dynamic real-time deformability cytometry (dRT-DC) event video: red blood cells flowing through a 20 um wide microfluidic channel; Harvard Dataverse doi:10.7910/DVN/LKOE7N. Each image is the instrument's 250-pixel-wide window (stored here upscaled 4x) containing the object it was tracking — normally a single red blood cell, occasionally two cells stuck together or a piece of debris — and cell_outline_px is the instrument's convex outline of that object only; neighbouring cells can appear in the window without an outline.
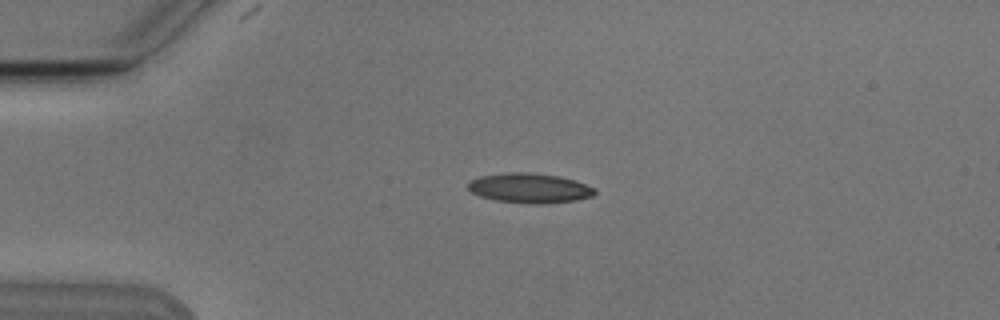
{"species": "Egyptian fruit bat (a non-hibernating species)", "species_latin": "Rousettus aegyptiacus", "temperature_condition": "cold", "stored_images_in_passage": 5, "camera_frame_rate_fps": 3000, "um_per_image_px": 0.085, "animal": {"sex": "male"}, "frame": {"image": 1, "passage_image": 3, "time_ms": 3.333, "image_size_px": [1000, 320], "cell_outline_px": [[596, 192], [592, 196], [576, 200], [544, 204], [528, 204], [496, 200], [480, 196], [472, 192], [468, 188], [468, 180], [480, 176], [508, 172], [524, 172], [560, 176], [596, 188]], "centroid_in_image_um": [44.99, 15.99], "position_along_channel_um": 40.0, "area_um2": 21.96}}